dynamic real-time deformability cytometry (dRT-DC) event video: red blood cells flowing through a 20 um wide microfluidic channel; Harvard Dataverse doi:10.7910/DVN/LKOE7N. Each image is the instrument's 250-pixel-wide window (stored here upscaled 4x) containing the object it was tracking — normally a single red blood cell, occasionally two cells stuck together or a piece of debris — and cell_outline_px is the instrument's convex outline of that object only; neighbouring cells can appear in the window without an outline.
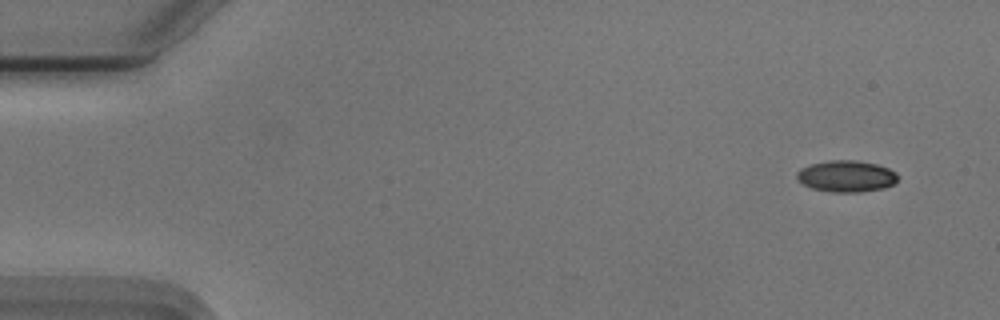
{"species": "Egyptian fruit bat (a non-hibernating species)", "species_latin": "Rousettus aegyptiacus", "temperature_condition": "cold", "stored_images_in_passage": 52, "camera_frame_rate_fps": 3000, "um_per_image_px": 0.085, "animal": {"sex": "male"}, "frame": {"image": 1, "passage_image": 1, "time_ms": 0.0, "image_size_px": [1000, 320], "cell_outline_px": [[900, 176], [892, 184], [884, 188], [860, 192], [832, 192], [812, 188], [796, 180], [796, 172], [800, 168], [812, 164], [828, 160], [856, 160], [876, 164], [888, 168], [896, 172]], "centroid_in_image_um": [71.93, 14.97], "position_along_channel_um": 13.1, "area_um2": 18.61}}
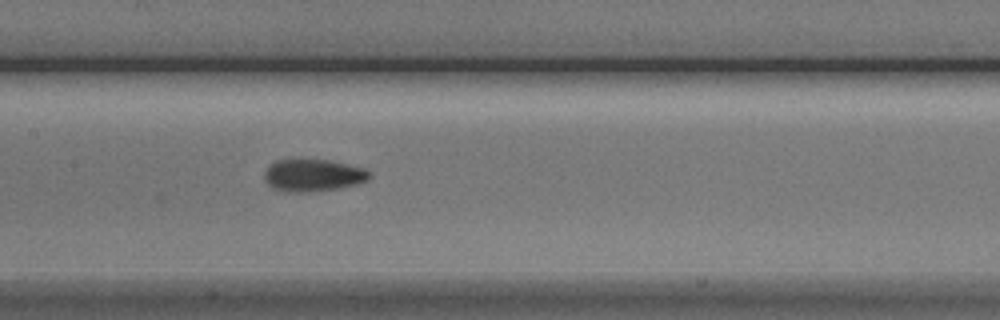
{"frame": {"image": 2, "passage_image": 24, "time_ms": 7.667, "image_size_px": [1000, 320], "cell_outline_px": [[368, 180], [356, 184], [340, 188], [308, 192], [284, 192], [272, 188], [264, 180], [264, 172], [276, 160], [328, 160], [364, 168], [368, 172]], "centroid_in_image_um": [26.57, 14.92], "position_along_channel_um": 180.8, "area_um2": 19.54}}
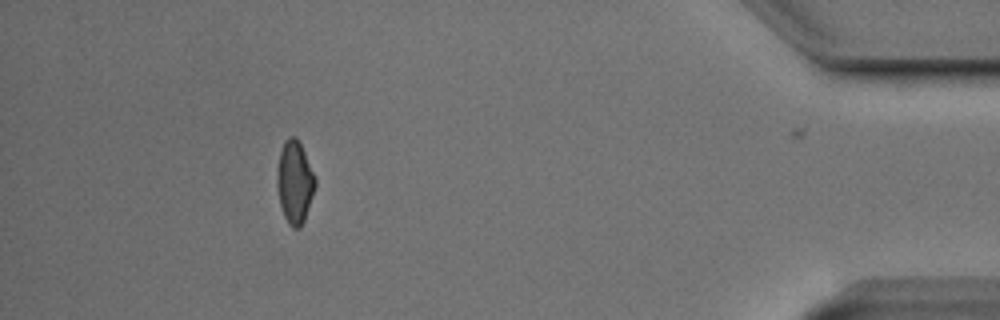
{"frame": {"image": 3, "passage_image": 47, "time_ms": 15.333, "image_size_px": [1000, 320], "cell_outline_px": [[316, 184], [304, 220], [300, 228], [292, 228], [288, 224], [284, 216], [280, 204], [276, 184], [276, 176], [280, 152], [284, 140], [288, 136], [296, 136], [304, 152], [316, 180]], "centroid_in_image_um": [25.02, 15.48], "position_along_channel_um": 410.2, "area_um2": 18.21}}